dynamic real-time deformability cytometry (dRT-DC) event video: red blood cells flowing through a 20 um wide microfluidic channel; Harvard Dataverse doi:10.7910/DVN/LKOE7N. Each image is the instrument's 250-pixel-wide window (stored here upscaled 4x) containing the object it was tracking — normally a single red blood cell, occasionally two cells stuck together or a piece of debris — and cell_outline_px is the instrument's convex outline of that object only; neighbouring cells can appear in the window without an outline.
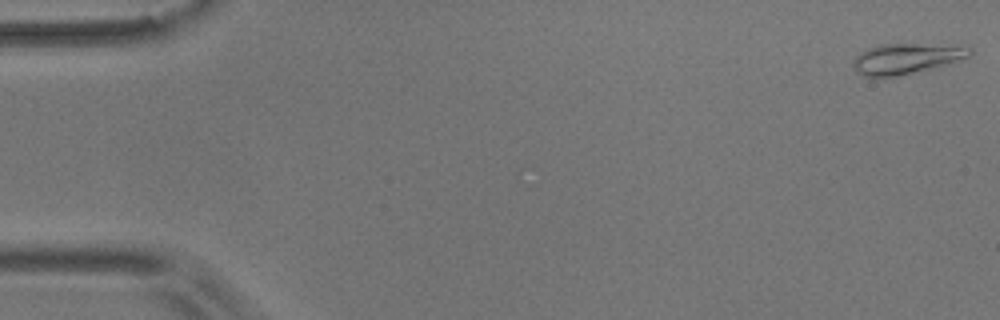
{"species": "common noctule bat (a hibernating species)", "species_latin": "Nyctalus noctula", "temperature_condition": "room temperature", "stored_images_in_passage": 37, "camera_frame_rate_fps": 3000, "um_per_image_px": 0.085, "animal": {"sex": "male", "body_mass_g": 17.9}, "frame": {"image": 1, "passage_image": 1, "time_ms": 0.0, "image_size_px": [1000, 320], "cell_outline_px": [[972, 52], [968, 56], [940, 68], [876, 80], [864, 76], [856, 72], [852, 64], [852, 60], [860, 52], [876, 44], [940, 40], [968, 44], [972, 48]], "centroid_in_image_um": [77.17, 4.92], "position_along_channel_um": 7.8, "area_um2": 23.29}}
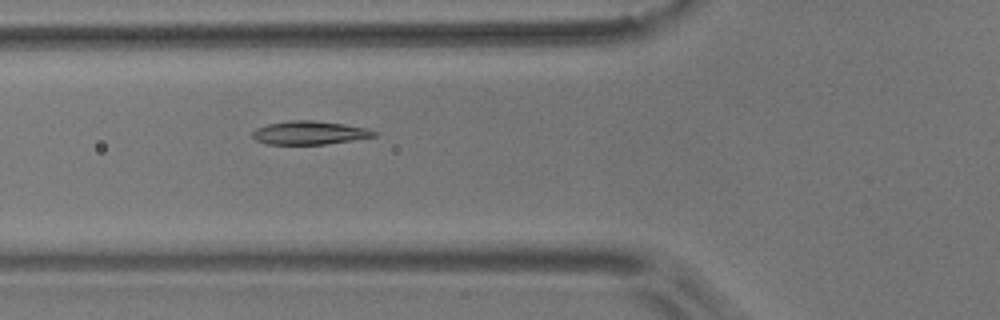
{"frame": {"image": 2, "passage_image": 20, "time_ms": 6.333, "image_size_px": [1000, 320], "cell_outline_px": [[380, 132], [376, 136], [352, 140], [324, 144], [264, 144], [256, 140], [252, 136], [252, 132], [256, 128], [268, 124], [288, 120], [312, 120], [344, 124], [368, 128]], "centroid_in_image_um": [26.32, 11.28], "position_along_channel_um": 99.5, "area_um2": 16.7}}
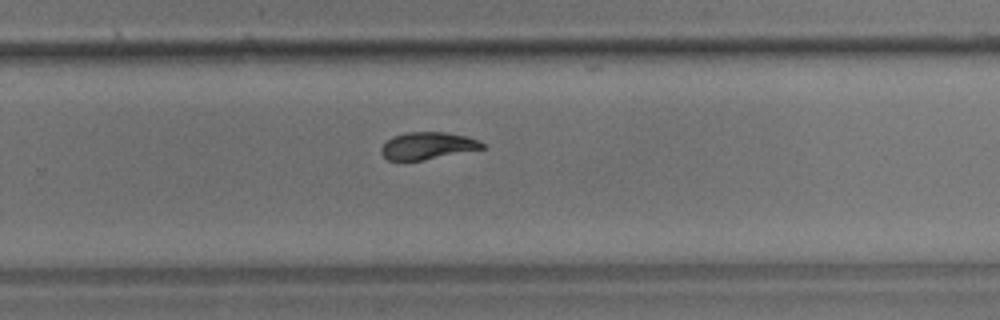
{"frame": {"image": 3, "passage_image": 36, "time_ms": 11.667, "image_size_px": [1000, 320], "cell_outline_px": [[484, 148], [424, 160], [388, 160], [380, 152], [380, 148], [392, 136], [404, 132], [444, 132], [468, 136], [484, 144]], "centroid_in_image_um": [36.31, 12.38], "position_along_channel_um": 293.5, "area_um2": 15.9}}